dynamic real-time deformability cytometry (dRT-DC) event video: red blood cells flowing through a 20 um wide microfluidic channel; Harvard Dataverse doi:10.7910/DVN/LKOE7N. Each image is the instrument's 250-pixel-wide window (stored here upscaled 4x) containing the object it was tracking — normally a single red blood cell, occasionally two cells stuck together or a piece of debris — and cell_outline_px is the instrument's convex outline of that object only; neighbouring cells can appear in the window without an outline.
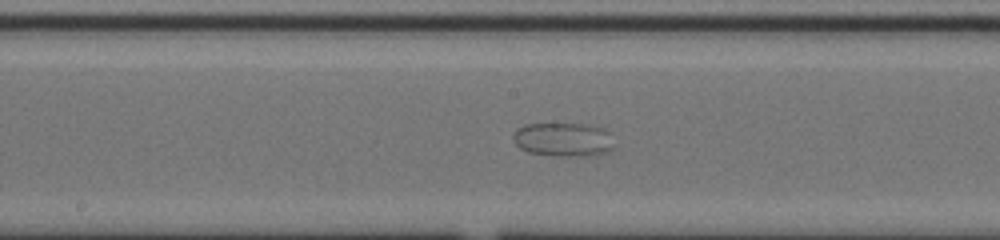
{"species": "common noctule bat (a hibernating species)", "species_latin": "Nyctalus noctula", "temperature_condition": "cold", "stored_images_in_passage": 37, "camera_frame_rate_fps": 3000, "um_per_image_px": 0.085, "animal": {"sex": "male", "body_mass_g": 20.0, "forearm_length_mm": 53.3}, "frame": {"image": 1, "passage_image": 22, "time_ms": 7.0, "image_size_px": [1000, 240], "cell_outline_px": [[616, 148], [608, 152], [596, 156], [556, 156], [528, 152], [520, 148], [516, 144], [512, 136], [516, 128], [524, 124], [580, 124], [604, 128], [608, 132]], "centroid_in_image_um": [47.9, 11.88], "position_along_channel_um": 200.3, "area_um2": 20.23}}